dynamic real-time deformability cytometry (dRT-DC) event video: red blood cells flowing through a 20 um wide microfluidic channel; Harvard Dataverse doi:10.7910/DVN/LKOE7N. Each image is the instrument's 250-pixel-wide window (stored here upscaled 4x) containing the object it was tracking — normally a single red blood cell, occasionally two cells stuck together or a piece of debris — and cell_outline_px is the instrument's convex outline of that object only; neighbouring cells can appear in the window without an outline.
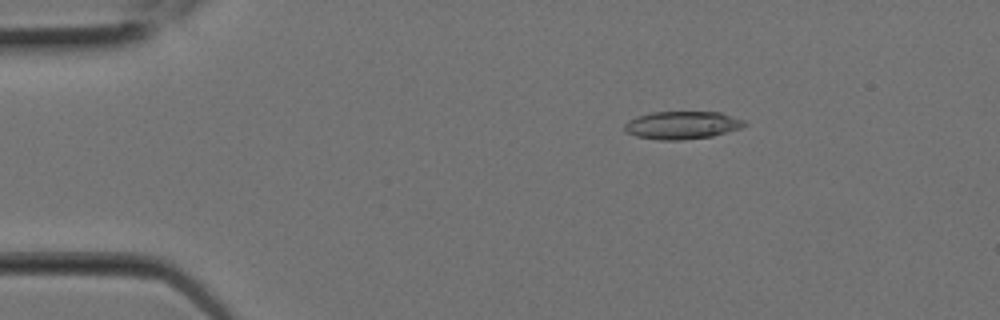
{"species": "Egyptian fruit bat (a non-hibernating species)", "species_latin": "Rousettus aegyptiacus", "temperature_condition": "room temperature", "stored_images_in_passage": 5, "camera_frame_rate_fps": 3000, "um_per_image_px": 0.085, "animal": {"sex": "female"}, "frame": {"image": 1, "passage_image": 1, "time_ms": 0.0, "image_size_px": [1000, 320], "cell_outline_px": [[748, 124], [740, 128], [712, 136], [680, 140], [660, 140], [636, 136], [628, 132], [624, 128], [624, 124], [628, 120], [636, 116], [652, 112], [720, 112], [744, 120]], "centroid_in_image_um": [57.97, 10.63], "position_along_channel_um": 27.0, "area_um2": 19.36}}
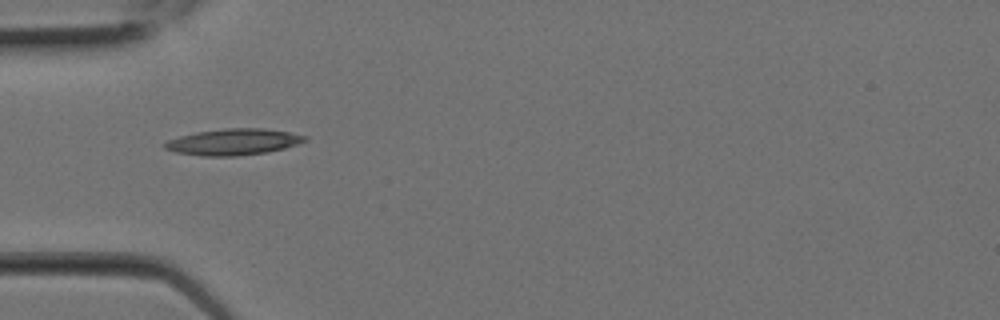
{"frame": {"image": 2, "passage_image": 4, "time_ms": 1.0, "image_size_px": [1000, 320], "cell_outline_px": [[308, 140], [284, 148], [268, 152], [236, 156], [200, 156], [176, 152], [164, 148], [164, 144], [168, 140], [180, 136], [196, 132], [224, 128], [264, 128], [288, 132], [308, 136]], "centroid_in_image_um": [19.84, 12.06], "position_along_channel_um": 65.2, "area_um2": 21.44}}
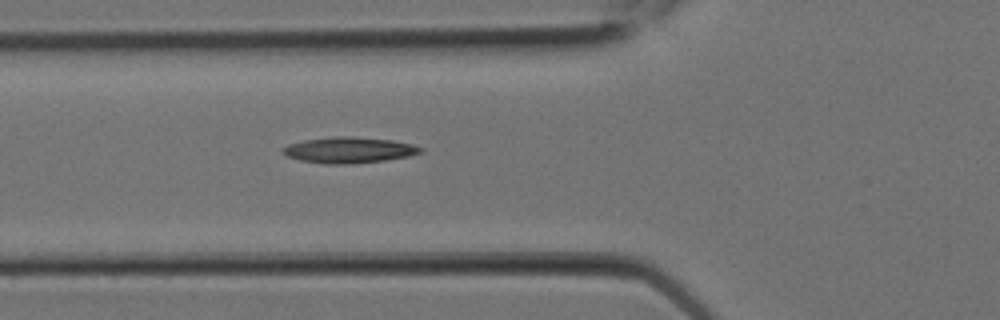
{"frame": {"image": 3, "passage_image": 5, "time_ms": 1.333, "image_size_px": [1000, 320], "cell_outline_px": [[424, 152], [408, 156], [384, 160], [352, 164], [324, 164], [300, 160], [288, 156], [284, 152], [284, 148], [288, 144], [304, 140], [336, 136], [352, 136], [392, 140], [412, 144], [424, 148]], "centroid_in_image_um": [29.71, 12.75], "position_along_channel_um": 96.1, "area_um2": 20.75}}